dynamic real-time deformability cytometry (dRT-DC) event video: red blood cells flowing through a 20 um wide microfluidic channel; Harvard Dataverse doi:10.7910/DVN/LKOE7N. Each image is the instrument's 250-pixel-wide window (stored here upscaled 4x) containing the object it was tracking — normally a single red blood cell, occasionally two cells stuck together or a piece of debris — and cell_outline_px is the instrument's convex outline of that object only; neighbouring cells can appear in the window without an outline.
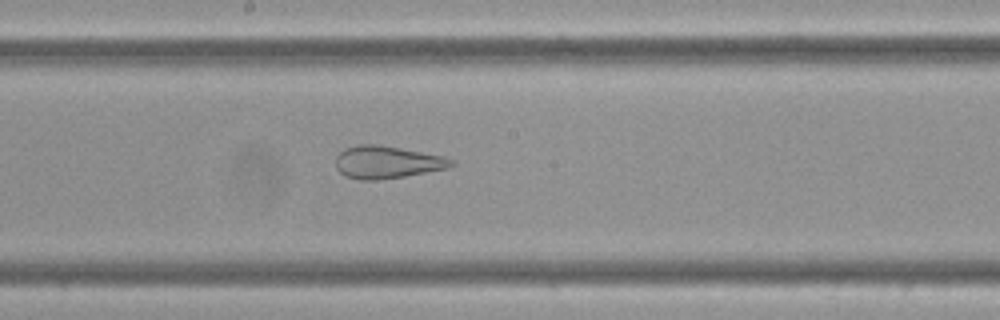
{"species": "Egyptian fruit bat (a non-hibernating species)", "species_latin": "Rousettus aegyptiacus", "temperature_condition": "cold", "stored_images_in_passage": 36, "camera_frame_rate_fps": 3000, "um_per_image_px": 0.085, "frame": {"image": 1, "passage_image": 16, "time_ms": 5.0, "image_size_px": [1000, 320], "cell_outline_px": [[456, 164], [448, 168], [404, 176], [376, 180], [360, 180], [344, 176], [336, 168], [336, 156], [344, 148], [356, 144], [376, 144], [400, 148], [444, 156], [456, 160]], "centroid_in_image_um": [32.89, 13.78], "position_along_channel_um": 215.3, "area_um2": 22.02}}
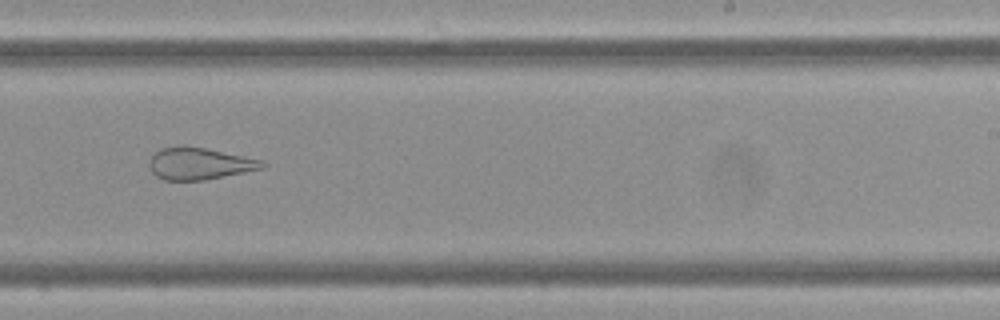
{"frame": {"image": 2, "passage_image": 21, "time_ms": 6.667, "image_size_px": [1000, 320], "cell_outline_px": [[268, 164], [264, 168], [204, 180], [164, 180], [156, 176], [152, 172], [148, 164], [148, 160], [160, 148], [184, 144], [264, 160]], "centroid_in_image_um": [16.93, 13.89], "position_along_channel_um": 272.1, "area_um2": 21.21}}